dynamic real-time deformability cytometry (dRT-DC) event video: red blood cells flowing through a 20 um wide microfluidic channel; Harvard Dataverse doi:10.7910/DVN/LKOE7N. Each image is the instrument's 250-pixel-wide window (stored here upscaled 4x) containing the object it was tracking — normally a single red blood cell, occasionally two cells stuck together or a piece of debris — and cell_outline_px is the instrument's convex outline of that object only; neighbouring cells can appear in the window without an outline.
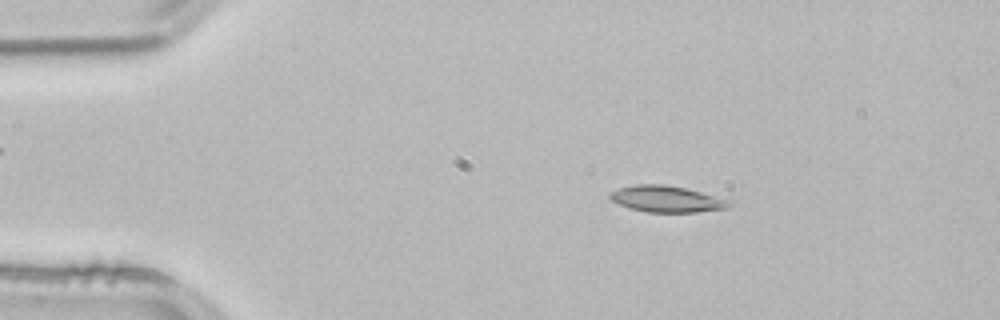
{"species": "common noctule bat (a hibernating species)", "species_latin": "Nyctalus noctula", "temperature_condition": "room temperature", "stored_images_in_passage": 53, "camera_frame_rate_fps": 3000, "um_per_image_px": 0.085, "animal": {"sex": "male", "body_mass_g": 21.5, "forearm_length_mm": 52.0}, "frame": {"image": 1, "passage_image": 9, "time_ms": 2.667, "image_size_px": [1000, 320], "cell_outline_px": [[736, 204], [728, 208], [696, 212], [648, 212], [628, 208], [612, 200], [608, 196], [608, 192], [620, 188], [636, 184], [664, 184], [684, 188], [732, 200]], "centroid_in_image_um": [56.7, 16.92], "position_along_channel_um": 28.3, "area_um2": 18.44}}
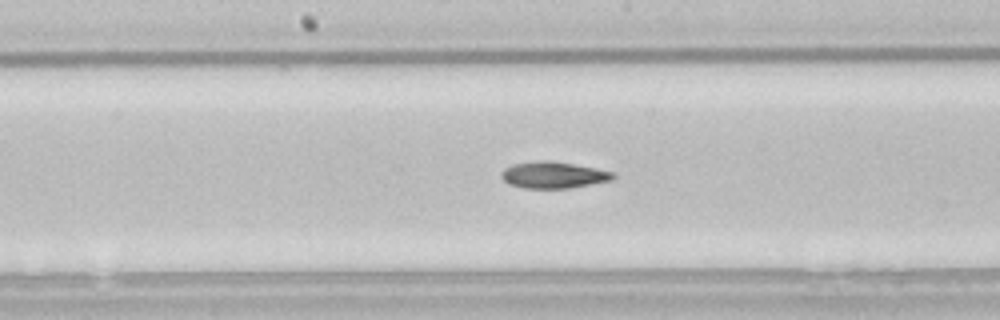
{"frame": {"image": 2, "passage_image": 27, "time_ms": 8.667, "image_size_px": [1000, 320], "cell_outline_px": [[616, 176], [612, 180], [572, 188], [524, 188], [508, 184], [500, 176], [500, 172], [504, 168], [512, 164], [536, 160], [552, 160], [596, 168], [612, 172]], "centroid_in_image_um": [47.01, 14.86], "position_along_channel_um": 201.2, "area_um2": 17.51}}
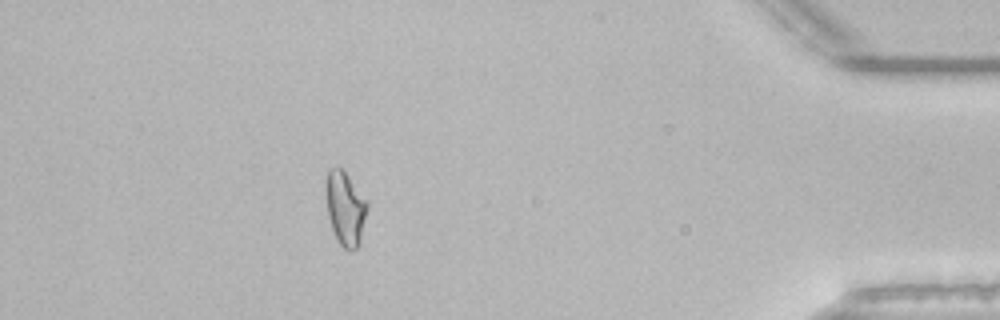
{"frame": {"image": 3, "passage_image": 47, "time_ms": 15.333, "image_size_px": [1000, 320], "cell_outline_px": [[368, 208], [360, 240], [356, 248], [352, 252], [348, 252], [336, 240], [328, 216], [324, 192], [324, 184], [328, 168], [340, 168], [348, 176], [368, 200]], "centroid_in_image_um": [29.33, 17.7], "position_along_channel_um": 405.9, "area_um2": 18.15}}